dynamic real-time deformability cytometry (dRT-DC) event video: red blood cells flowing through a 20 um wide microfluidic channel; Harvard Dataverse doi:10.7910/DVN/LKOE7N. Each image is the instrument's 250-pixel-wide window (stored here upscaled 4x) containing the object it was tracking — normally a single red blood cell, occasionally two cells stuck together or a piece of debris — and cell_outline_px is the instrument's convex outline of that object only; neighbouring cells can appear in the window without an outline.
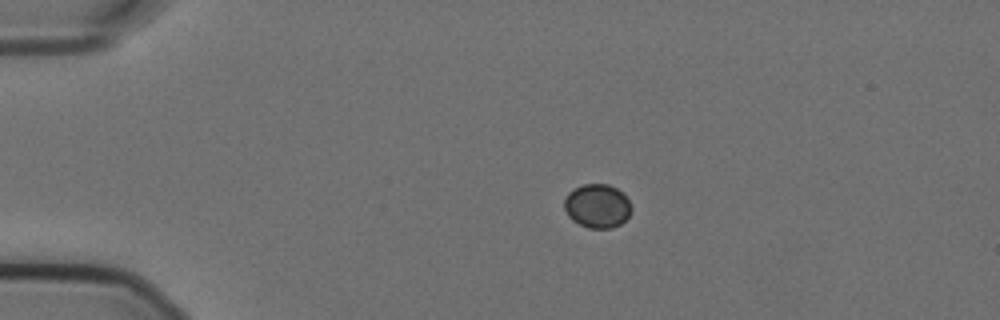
{"species": "Egyptian fruit bat (a non-hibernating species)", "species_latin": "Rousettus aegyptiacus", "temperature_condition": "cold", "stored_images_in_passage": 46, "camera_frame_rate_fps": 3000, "um_per_image_px": 0.085, "animal": {"sex": "female"}, "frame": {"image": 1, "passage_image": 1, "time_ms": 0.0, "image_size_px": [1000, 320], "cell_outline_px": [[632, 212], [620, 224], [612, 228], [588, 228], [572, 220], [568, 216], [564, 208], [564, 200], [568, 192], [572, 188], [584, 184], [608, 184], [616, 188], [628, 200], [632, 208]], "centroid_in_image_um": [50.74, 17.5], "position_along_channel_um": 34.3, "area_um2": 17.17}}
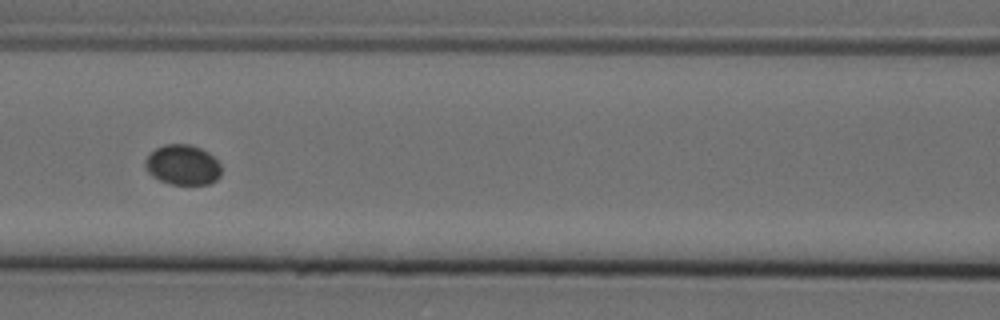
{"frame": {"image": 2, "passage_image": 15, "time_ms": 4.667, "image_size_px": [1000, 320], "cell_outline_px": [[220, 176], [216, 180], [208, 184], [172, 184], [160, 180], [152, 176], [148, 172], [144, 164], [144, 160], [156, 148], [164, 144], [188, 144], [200, 148], [208, 152], [220, 164]], "centroid_in_image_um": [15.52, 14.01], "position_along_channel_um": 151.1, "area_um2": 17.69}}
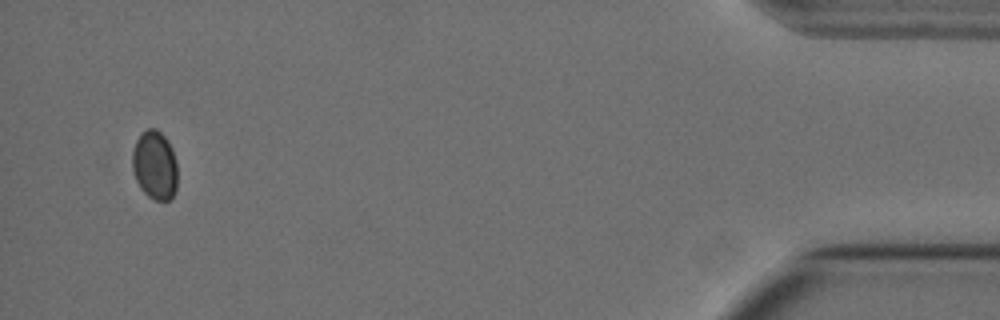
{"frame": {"image": 3, "passage_image": 44, "time_ms": 14.333, "image_size_px": [1000, 320], "cell_outline_px": [[176, 192], [168, 200], [156, 200], [148, 196], [140, 188], [136, 180], [132, 168], [132, 152], [136, 140], [140, 132], [148, 128], [156, 128], [168, 140], [172, 148], [176, 160]], "centroid_in_image_um": [13.14, 14.01], "position_along_channel_um": 422.1, "area_um2": 18.26}}